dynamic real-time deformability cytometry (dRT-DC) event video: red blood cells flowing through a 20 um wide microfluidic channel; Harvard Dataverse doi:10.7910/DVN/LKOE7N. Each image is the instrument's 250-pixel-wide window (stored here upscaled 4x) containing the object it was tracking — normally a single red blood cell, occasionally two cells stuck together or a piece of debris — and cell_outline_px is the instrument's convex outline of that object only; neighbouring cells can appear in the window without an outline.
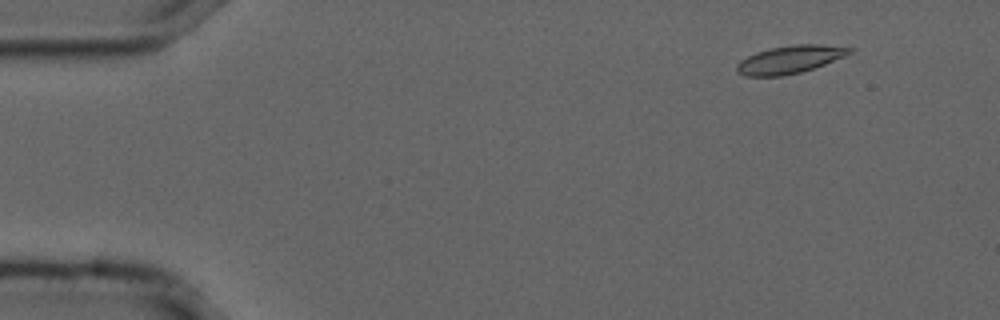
{"species": "common noctule bat (a hibernating species)", "species_latin": "Nyctalus noctula", "temperature_condition": "cold", "stored_images_in_passage": 56, "camera_frame_rate_fps": 3000, "um_per_image_px": 0.085, "animal": {"sex": "male", "forearm_length_mm": 52.5}, "frame": {"image": 1, "passage_image": 6, "time_ms": 1.667, "image_size_px": [1000, 320], "cell_outline_px": [[852, 52], [844, 56], [824, 64], [800, 72], [784, 76], [744, 76], [736, 72], [736, 64], [740, 60], [756, 52], [772, 48], [792, 44], [820, 44], [852, 48]], "centroid_in_image_um": [67.08, 5.06], "position_along_channel_um": 17.9, "area_um2": 18.15}}
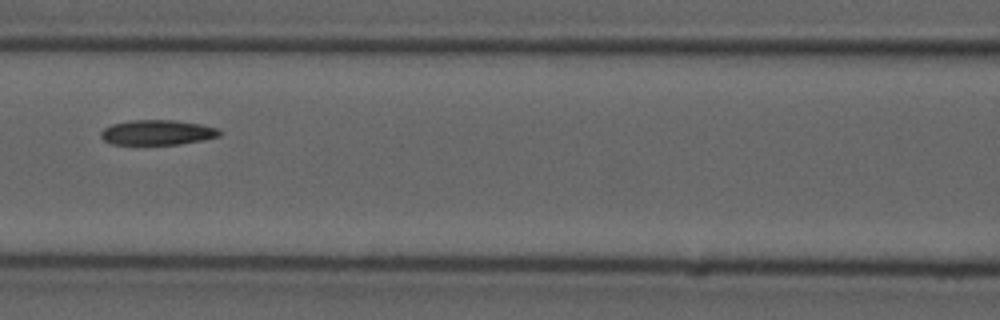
{"frame": {"image": 2, "passage_image": 25, "time_ms": 8.0, "image_size_px": [1000, 320], "cell_outline_px": [[220, 136], [180, 144], [112, 144], [104, 140], [100, 136], [100, 132], [104, 128], [112, 124], [132, 120], [176, 120], [200, 124], [216, 128], [220, 132]], "centroid_in_image_um": [13.34, 11.25], "position_along_channel_um": 153.3, "area_um2": 17.11}}
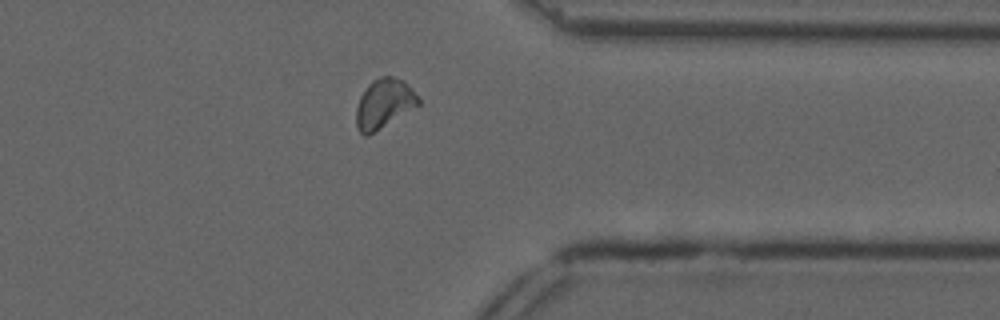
{"frame": {"image": 3, "passage_image": 44, "time_ms": 14.333, "image_size_px": [1000, 320], "cell_outline_px": [[420, 104], [368, 136], [364, 136], [356, 128], [356, 108], [360, 96], [368, 84], [372, 80], [380, 76], [392, 76], [404, 80], [412, 88], [420, 100]], "centroid_in_image_um": [32.62, 8.8], "position_along_channel_um": 378.8, "area_um2": 17.98}, "authors_computed_cell_mechanics": {"area_um2": 18.0047, "velocity_mm_per_s": 3.6841, "shape_relaxation_time_tau1_ms": null, "shape_relaxation_time_tau2_ms": 4.9448, "deformation_change_tau1": null, "deformation_change_tau2": 0.0965}}